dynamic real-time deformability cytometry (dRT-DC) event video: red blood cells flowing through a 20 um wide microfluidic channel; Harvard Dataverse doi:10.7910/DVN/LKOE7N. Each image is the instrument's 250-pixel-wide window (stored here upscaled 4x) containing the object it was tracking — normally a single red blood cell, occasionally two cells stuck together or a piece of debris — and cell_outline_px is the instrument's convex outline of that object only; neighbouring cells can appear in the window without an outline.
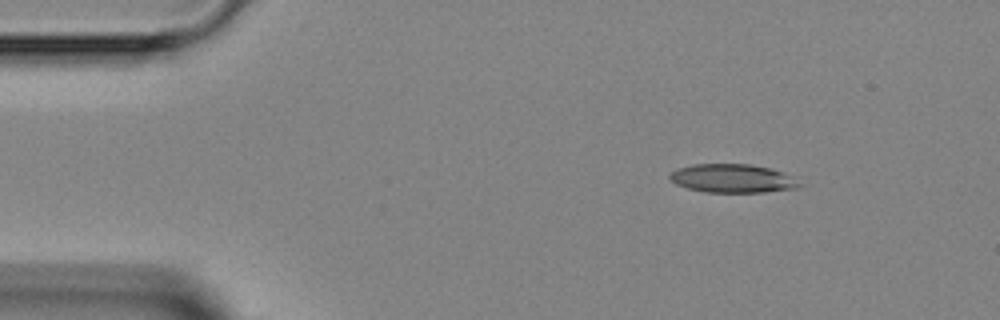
{"species": "Egyptian fruit bat (a non-hibernating species)", "species_latin": "Rousettus aegyptiacus", "temperature_condition": "room temperature", "stored_images_in_passage": 3, "camera_frame_rate_fps": 3000, "um_per_image_px": 0.085, "animal": {"sex": "female"}, "frame": {"image": 1, "passage_image": 1, "time_ms": 0.0, "image_size_px": [1000, 320], "cell_outline_px": [[800, 188], [764, 192], [704, 192], [688, 188], [676, 184], [668, 176], [672, 172], [680, 168], [692, 164], [748, 164], [772, 168], [784, 172], [800, 184]], "centroid_in_image_um": [62.27, 15.16], "position_along_channel_um": 22.7, "area_um2": 21.44}}
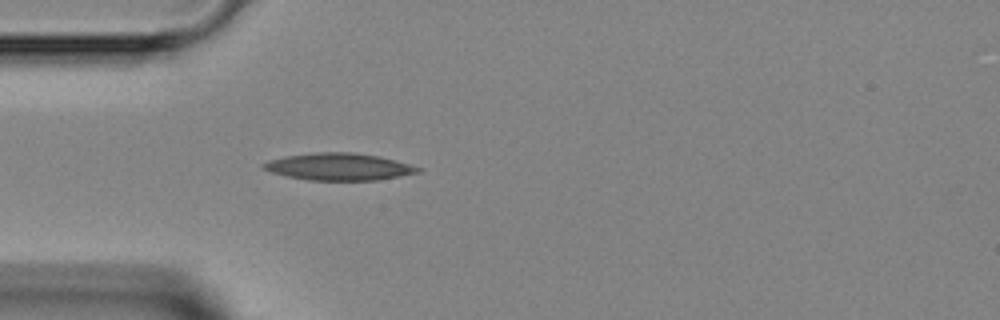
{"frame": {"image": 2, "passage_image": 3, "time_ms": 2.333, "image_size_px": [1000, 320], "cell_outline_px": [[424, 168], [420, 172], [400, 176], [376, 180], [308, 180], [288, 176], [272, 172], [260, 168], [260, 164], [268, 160], [284, 156], [316, 152], [352, 152], [380, 156], [396, 160]], "centroid_in_image_um": [28.81, 14.16], "position_along_channel_um": 56.2, "area_um2": 24.57}}